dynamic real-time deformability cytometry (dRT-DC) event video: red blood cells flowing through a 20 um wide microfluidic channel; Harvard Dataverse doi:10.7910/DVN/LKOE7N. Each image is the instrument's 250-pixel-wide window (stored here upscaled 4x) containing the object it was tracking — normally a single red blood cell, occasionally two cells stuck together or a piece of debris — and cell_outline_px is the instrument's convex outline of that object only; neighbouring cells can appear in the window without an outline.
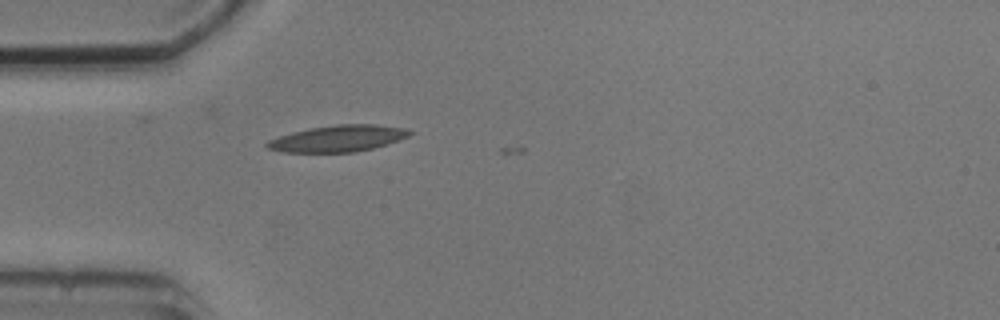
{"species": "common noctule bat (a hibernating species)", "species_latin": "Nyctalus noctula", "temperature_condition": "cold", "stored_images_in_passage": 4, "camera_frame_rate_fps": 3000, "um_per_image_px": 0.085, "animal": {"sex": "male", "body_mass_g": 20.5, "forearm_length_mm": 52.5}, "frame": {"image": 1, "passage_image": 4, "time_ms": 4.333, "image_size_px": [1000, 320], "cell_outline_px": [[412, 132], [408, 136], [372, 148], [352, 152], [280, 152], [264, 148], [264, 144], [268, 140], [292, 132], [308, 128], [336, 124], [376, 124], [408, 128]], "centroid_in_image_um": [28.66, 11.76], "position_along_channel_um": 56.3, "area_um2": 21.96}}